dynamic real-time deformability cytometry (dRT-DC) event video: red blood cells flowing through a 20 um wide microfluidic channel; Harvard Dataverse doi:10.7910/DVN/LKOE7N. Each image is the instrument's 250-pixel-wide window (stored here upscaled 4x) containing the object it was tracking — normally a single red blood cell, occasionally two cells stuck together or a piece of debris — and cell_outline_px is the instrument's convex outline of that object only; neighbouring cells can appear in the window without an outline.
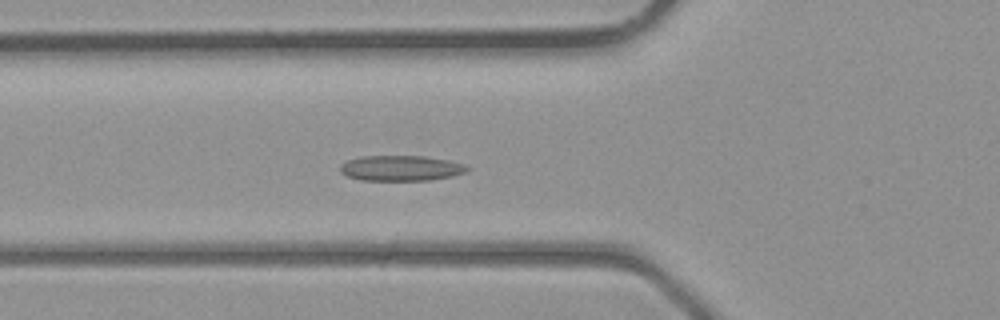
{"species": "common noctule bat (a hibernating species)", "species_latin": "Nyctalus noctula", "temperature_condition": "room temperature", "stored_images_in_passage": 31, "camera_frame_rate_fps": 3000, "um_per_image_px": 0.085, "animal": {"sex": "male", "body_mass_g": 23.1, "forearm_length_mm": 52.7}, "frame": {"image": 1, "passage_image": 4, "time_ms": 1.0, "image_size_px": [1000, 320], "cell_outline_px": [[472, 168], [468, 172], [452, 176], [428, 180], [360, 180], [348, 176], [340, 172], [340, 164], [348, 160], [360, 156], [424, 156], [448, 160], [464, 164]], "centroid_in_image_um": [34.1, 14.29], "position_along_channel_um": 91.7, "area_um2": 18.9}}
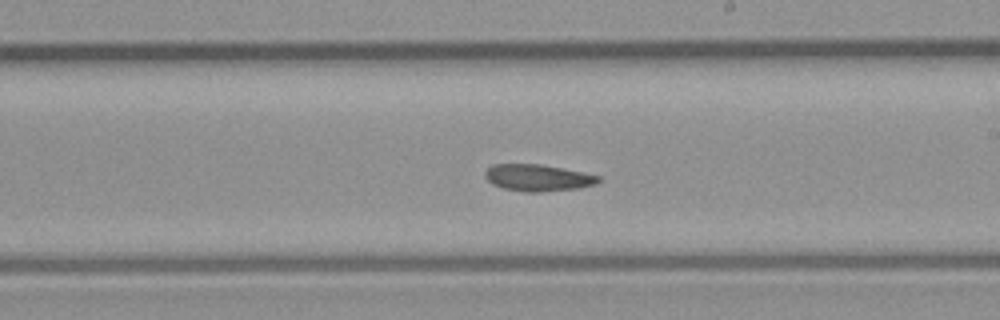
{"frame": {"image": 2, "passage_image": 13, "time_ms": 4.0, "image_size_px": [1000, 320], "cell_outline_px": [[600, 180], [596, 184], [576, 188], [540, 192], [524, 192], [504, 188], [492, 184], [484, 176], [484, 172], [492, 164], [540, 164], [600, 176]], "centroid_in_image_um": [45.67, 15.11], "position_along_channel_um": 243.3, "area_um2": 17.46}}
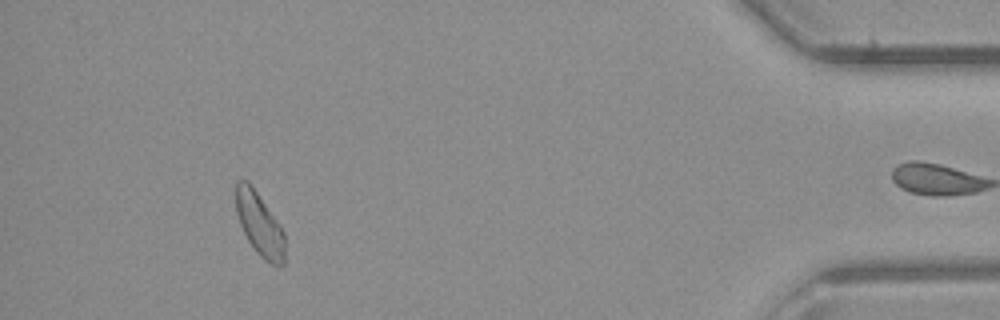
{"frame": {"image": 3, "passage_image": 27, "time_ms": 8.667, "image_size_px": [1000, 320], "cell_outline_px": [[284, 264], [276, 268], [264, 260], [256, 252], [248, 240], [240, 224], [236, 212], [236, 184], [240, 180], [248, 180], [252, 184], [280, 224], [284, 232]], "centroid_in_image_um": [22.08, 19.07], "position_along_channel_um": 413.1, "area_um2": 18.21}}